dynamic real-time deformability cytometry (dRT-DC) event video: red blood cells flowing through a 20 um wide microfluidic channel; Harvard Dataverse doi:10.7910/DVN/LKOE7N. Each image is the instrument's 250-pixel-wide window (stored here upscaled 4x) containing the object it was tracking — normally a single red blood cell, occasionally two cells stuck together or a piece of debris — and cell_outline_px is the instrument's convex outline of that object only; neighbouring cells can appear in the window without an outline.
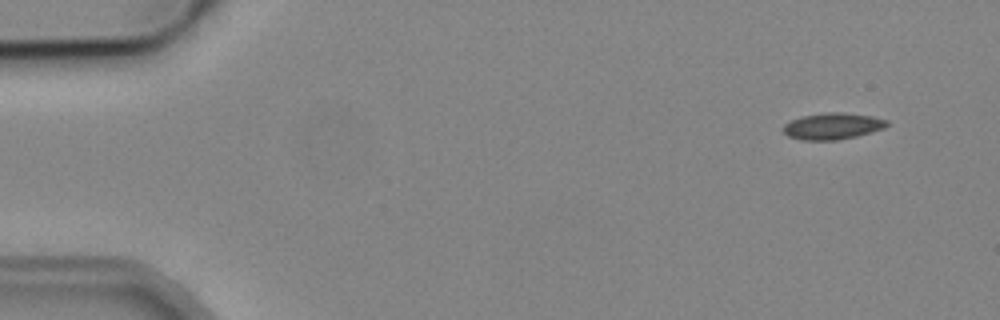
{"species": "common noctule bat (a hibernating species)", "species_latin": "Nyctalus noctula", "temperature_condition": "cold", "stored_images_in_passage": 5, "camera_frame_rate_fps": 3000, "um_per_image_px": 0.085, "animal": {"sex": "male", "body_mass_g": 19.2, "forearm_length_mm": 51.8}, "frame": {"image": 1, "passage_image": 1, "time_ms": 0.0, "image_size_px": [1000, 320], "cell_outline_px": [[888, 124], [884, 128], [856, 136], [836, 140], [804, 140], [788, 136], [784, 132], [784, 124], [792, 120], [804, 116], [828, 112], [844, 112], [872, 116], [888, 120]], "centroid_in_image_um": [70.79, 10.72], "position_along_channel_um": 14.2, "area_um2": 15.78}}
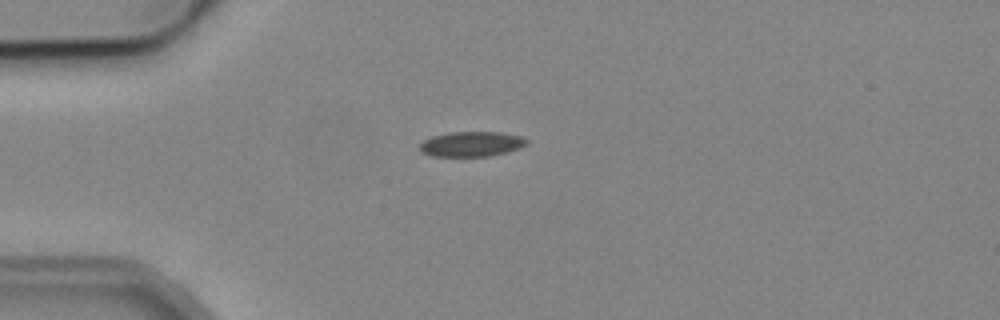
{"frame": {"image": 2, "passage_image": 3, "time_ms": 3.333, "image_size_px": [1000, 320], "cell_outline_px": [[528, 144], [520, 148], [508, 152], [488, 156], [432, 156], [420, 152], [420, 144], [424, 140], [432, 136], [448, 132], [500, 132], [520, 136], [528, 140]], "centroid_in_image_um": [40.08, 12.24], "position_along_channel_um": 44.9, "area_um2": 15.66}}